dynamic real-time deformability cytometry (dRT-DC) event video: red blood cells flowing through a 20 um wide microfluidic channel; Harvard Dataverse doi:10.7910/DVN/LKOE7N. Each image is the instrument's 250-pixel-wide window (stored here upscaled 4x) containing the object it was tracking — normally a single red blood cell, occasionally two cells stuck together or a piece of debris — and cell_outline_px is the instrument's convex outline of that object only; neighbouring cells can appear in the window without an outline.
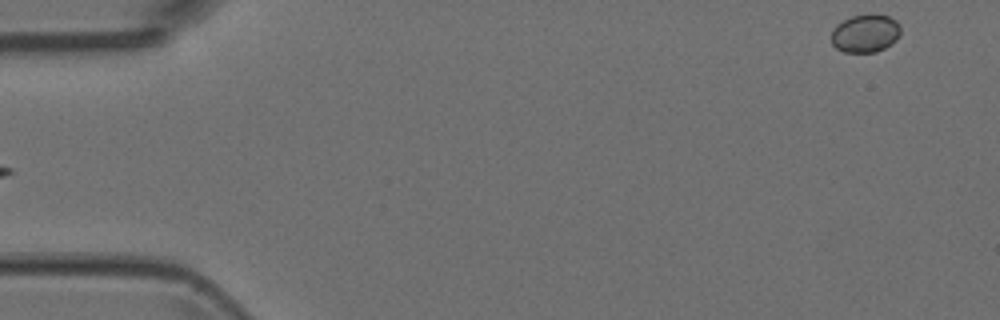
{"species": "Egyptian fruit bat (a non-hibernating species)", "species_latin": "Rousettus aegyptiacus", "temperature_condition": "room temperature", "stored_images_in_passage": 6, "segment_of_instrument_passage": [2, 2], "camera_frame_rate_fps": 3000, "um_per_image_px": 0.085, "animal": {"sex": "female"}, "frame": {"image": 1, "passage_image": 6, "time_ms": 1.667, "image_size_px": [1000, 320], "cell_outline_px": [[900, 32], [896, 40], [892, 44], [876, 52], [844, 52], [836, 48], [832, 44], [832, 28], [836, 24], [852, 16], [868, 12], [872, 12], [888, 16], [896, 20], [900, 24]], "centroid_in_image_um": [73.56, 2.8], "position_along_channel_um": 11.4, "area_um2": 15.72}}